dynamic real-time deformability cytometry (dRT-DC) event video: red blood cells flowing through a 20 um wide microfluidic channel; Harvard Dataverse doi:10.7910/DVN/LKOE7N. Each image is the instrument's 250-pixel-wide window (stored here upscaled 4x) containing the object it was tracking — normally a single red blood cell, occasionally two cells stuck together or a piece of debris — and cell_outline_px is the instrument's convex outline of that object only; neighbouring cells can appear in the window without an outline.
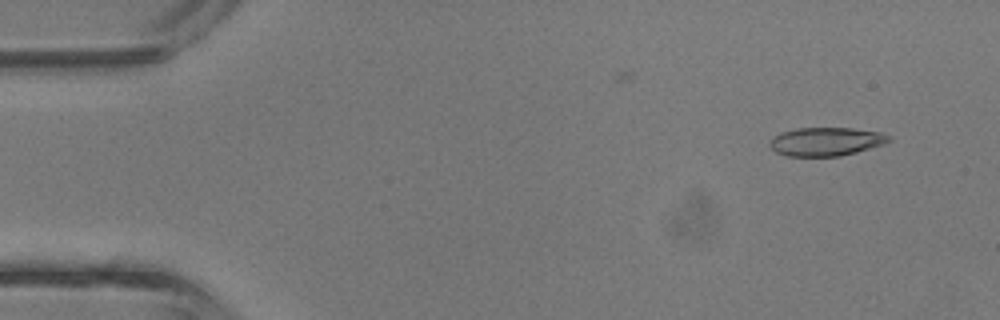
{"species": "common noctule bat (a hibernating species)", "species_latin": "Nyctalus noctula", "temperature_condition": "room temperature", "stored_images_in_passage": 3, "camera_frame_rate_fps": 3000, "um_per_image_px": 0.085, "animal": {"sex": "male", "body_mass_g": 13.3}, "frame": {"image": 1, "passage_image": 1, "time_ms": 0.0, "image_size_px": [1000, 320], "cell_outline_px": [[892, 140], [884, 144], [856, 152], [840, 156], [788, 156], [776, 152], [768, 144], [772, 136], [780, 132], [796, 128], [852, 128], [880, 132], [892, 136]], "centroid_in_image_um": [70.21, 12.02], "position_along_channel_um": 14.8, "area_um2": 19.94}}